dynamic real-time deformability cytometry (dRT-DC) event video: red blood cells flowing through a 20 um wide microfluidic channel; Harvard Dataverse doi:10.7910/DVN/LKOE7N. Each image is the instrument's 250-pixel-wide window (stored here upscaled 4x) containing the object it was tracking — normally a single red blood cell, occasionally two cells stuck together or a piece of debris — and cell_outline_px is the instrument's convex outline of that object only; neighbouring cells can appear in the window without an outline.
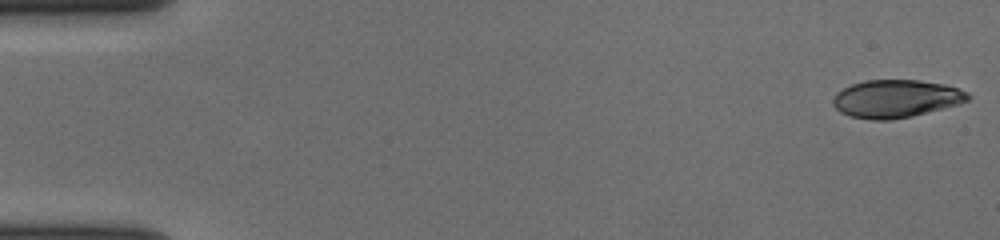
{"species": "human", "species_latin": "Homo sapiens", "temperature_condition": "cold", "stored_images_in_passage": 57, "camera_frame_rate_fps": 3000, "um_per_image_px": 0.085, "donor": {"sex": "female"}, "frame": {"image": 1, "passage_image": 1, "time_ms": 0.0, "image_size_px": [1000, 240], "cell_outline_px": [[972, 96], [968, 100], [960, 104], [912, 116], [892, 120], [872, 120], [848, 116], [840, 112], [832, 104], [832, 100], [836, 92], [852, 84], [864, 80], [920, 80], [944, 84], [968, 92]], "centroid_in_image_um": [76.15, 8.39], "position_along_channel_um": 8.9, "area_um2": 29.94}}
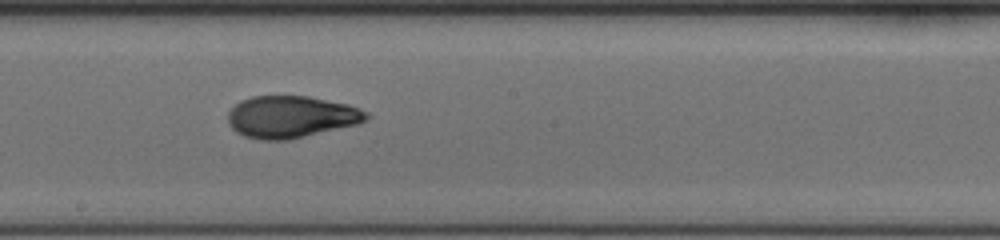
{"frame": {"image": 2, "passage_image": 32, "time_ms": 10.333, "image_size_px": [1000, 240], "cell_outline_px": [[372, 116], [368, 120], [356, 124], [288, 140], [260, 140], [244, 136], [236, 132], [228, 124], [228, 112], [240, 100], [252, 96], [308, 96], [348, 104], [360, 108], [368, 112]], "centroid_in_image_um": [24.75, 9.93], "position_along_channel_um": 223.5, "area_um2": 33.99}}
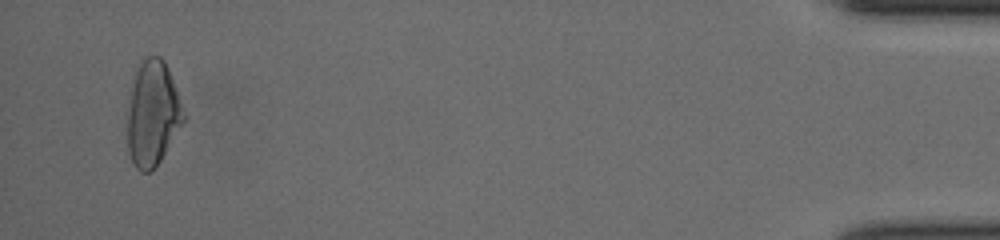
{"frame": {"image": 3, "passage_image": 55, "time_ms": 18.0, "image_size_px": [1000, 240], "cell_outline_px": [[184, 120], [160, 160], [148, 172], [140, 172], [132, 164], [128, 152], [128, 112], [132, 88], [136, 72], [140, 60], [144, 56], [160, 56], [164, 60], [168, 68], [184, 112]], "centroid_in_image_um": [12.96, 9.64], "position_along_channel_um": 422.2, "area_um2": 33.7}, "authors_computed_cell_mechanics": {"area_um2": 33.0616, "velocity_mm_per_s": 3.6657, "shape_relaxation_time_tau1_ms": 4.6122, "shape_relaxation_time_tau2_ms": 1.7408, "deformation_change_tau1": 0.1967, "deformation_change_tau2": 0.0727}}